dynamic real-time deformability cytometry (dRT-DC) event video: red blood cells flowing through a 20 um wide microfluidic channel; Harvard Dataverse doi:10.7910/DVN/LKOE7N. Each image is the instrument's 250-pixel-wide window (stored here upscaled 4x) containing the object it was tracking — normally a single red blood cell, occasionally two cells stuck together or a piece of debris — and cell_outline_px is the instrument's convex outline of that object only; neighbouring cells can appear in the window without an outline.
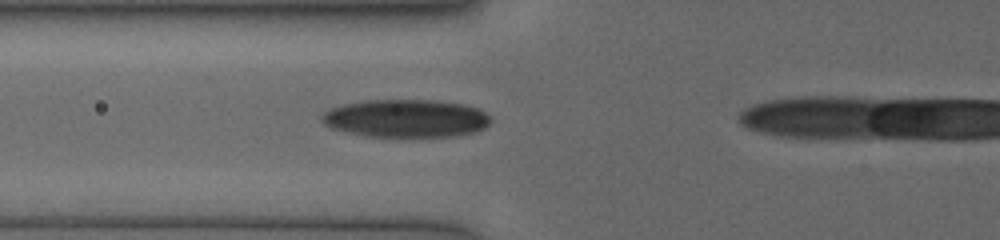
{"species": "human", "species_latin": "Homo sapiens", "temperature_condition": "cold", "stored_images_in_passage": 27, "camera_frame_rate_fps": 3000, "um_per_image_px": 0.085, "donor": {"sex": "female"}, "frame": {"image": 1, "passage_image": 9, "time_ms": 4.0, "image_size_px": [1000, 240], "cell_outline_px": [[492, 120], [484, 128], [476, 132], [456, 136], [368, 136], [348, 132], [332, 128], [324, 124], [320, 116], [324, 112], [332, 108], [344, 104], [368, 100], [432, 100], [464, 104], [476, 108], [484, 112]], "centroid_in_image_um": [34.52, 10.06], "position_along_channel_um": 91.3, "area_um2": 37.05}}
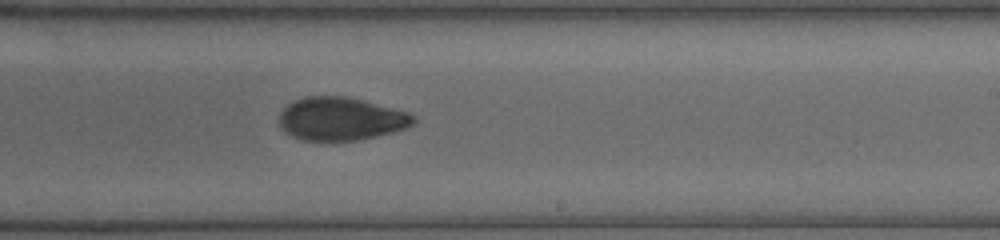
{"frame": {"image": 2, "passage_image": 17, "time_ms": 8.0, "image_size_px": [1000, 240], "cell_outline_px": [[416, 120], [408, 128], [360, 140], [324, 144], [304, 140], [292, 136], [280, 124], [280, 112], [288, 104], [304, 96], [348, 96], [408, 112], [416, 116]], "centroid_in_image_um": [28.99, 10.13], "position_along_channel_um": 260.0, "area_um2": 34.33}}
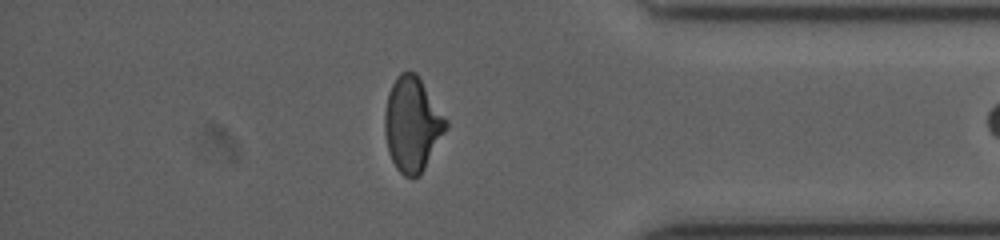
{"frame": {"image": 3, "passage_image": 25, "time_ms": 11.667, "image_size_px": [1000, 240], "cell_outline_px": [[448, 128], [420, 176], [412, 180], [404, 176], [396, 168], [388, 152], [384, 132], [384, 112], [388, 92], [396, 76], [400, 72], [416, 72], [448, 120]], "centroid_in_image_um": [35.04, 10.58], "position_along_channel_um": 400.2, "area_um2": 34.16}}